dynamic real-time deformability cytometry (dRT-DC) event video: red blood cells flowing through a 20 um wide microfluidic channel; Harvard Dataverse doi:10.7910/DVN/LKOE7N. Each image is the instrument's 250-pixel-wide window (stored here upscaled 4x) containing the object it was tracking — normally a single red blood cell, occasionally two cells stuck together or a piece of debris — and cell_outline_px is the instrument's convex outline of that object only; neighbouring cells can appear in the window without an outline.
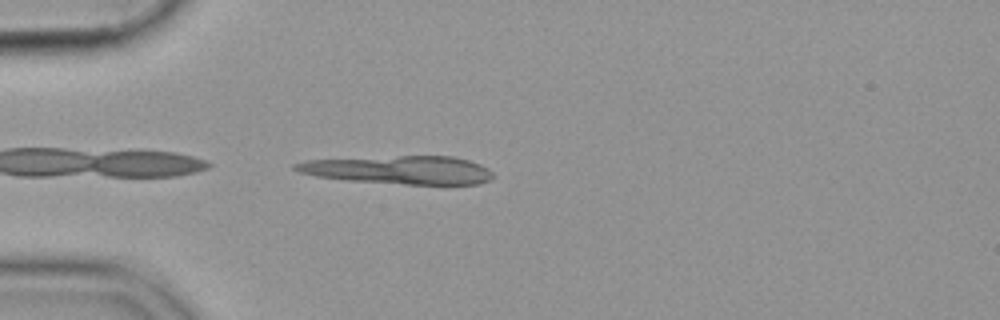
{"species": "common noctule bat (a hibernating species)", "species_latin": "Nyctalus noctula", "temperature_condition": "cold", "stored_images_in_passage": 39, "camera_frame_rate_fps": 3000, "um_per_image_px": 0.085, "animal": {"sex": "female", "body_mass_g": 19.9}, "frame": {"image": 1, "passage_image": 1, "time_ms": 0.0, "image_size_px": [1000, 320], "cell_outline_px": [[492, 180], [480, 184], [404, 184], [348, 180], [316, 176], [300, 172], [292, 168], [292, 164], [304, 160], [400, 156], [452, 156], [468, 160], [480, 164], [488, 168], [492, 172]], "centroid_in_image_um": [33.95, 14.44], "position_along_channel_um": 51.1, "area_um2": 32.48}}